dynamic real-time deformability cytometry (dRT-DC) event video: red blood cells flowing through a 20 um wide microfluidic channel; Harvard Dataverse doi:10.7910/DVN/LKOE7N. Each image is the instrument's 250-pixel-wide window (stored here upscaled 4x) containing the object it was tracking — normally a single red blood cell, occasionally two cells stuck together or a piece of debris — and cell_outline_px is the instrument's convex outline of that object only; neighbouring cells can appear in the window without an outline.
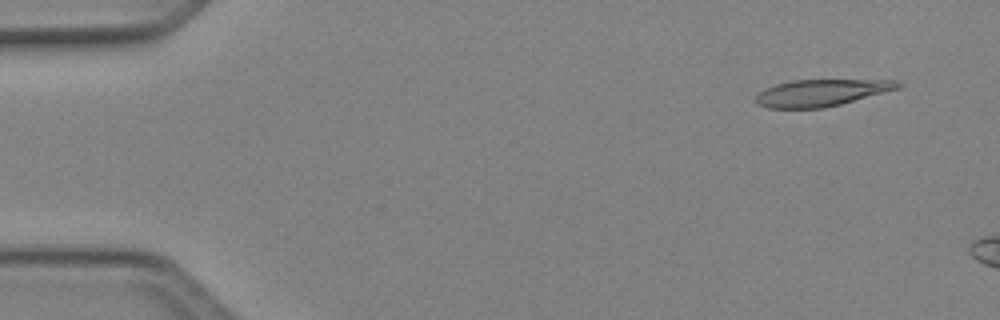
{"species": "Egyptian fruit bat (a non-hibernating species)", "species_latin": "Rousettus aegyptiacus", "temperature_condition": "cold", "stored_images_in_passage": 3, "camera_frame_rate_fps": 3000, "um_per_image_px": 0.085, "animal": {"sex": "female"}, "frame": {"image": 1, "passage_image": 1, "time_ms": 0.0, "image_size_px": [1000, 320], "cell_outline_px": [[904, 84], [900, 88], [840, 104], [824, 108], [768, 108], [756, 104], [752, 100], [764, 88], [776, 84], [792, 80], [896, 80]], "centroid_in_image_um": [69.78, 7.88], "position_along_channel_um": 15.2, "area_um2": 22.25}}